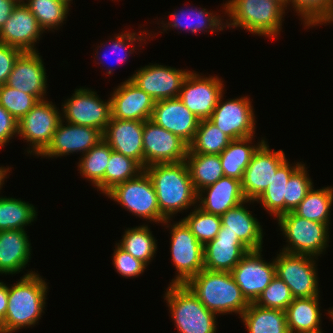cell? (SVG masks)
Returning <instances> with one entry per match:
<instances>
[{
	"instance_id": "6da1fadb",
	"label": "cell",
	"mask_w": 333,
	"mask_h": 333,
	"mask_svg": "<svg viewBox=\"0 0 333 333\" xmlns=\"http://www.w3.org/2000/svg\"><path fill=\"white\" fill-rule=\"evenodd\" d=\"M144 170L153 182L160 213L166 219L197 202L198 193L186 161L153 164Z\"/></svg>"
},
{
	"instance_id": "7a4b0ae2",
	"label": "cell",
	"mask_w": 333,
	"mask_h": 333,
	"mask_svg": "<svg viewBox=\"0 0 333 333\" xmlns=\"http://www.w3.org/2000/svg\"><path fill=\"white\" fill-rule=\"evenodd\" d=\"M215 314L235 312L240 317L249 306L230 272L201 270L185 284Z\"/></svg>"
},
{
	"instance_id": "3957f363",
	"label": "cell",
	"mask_w": 333,
	"mask_h": 333,
	"mask_svg": "<svg viewBox=\"0 0 333 333\" xmlns=\"http://www.w3.org/2000/svg\"><path fill=\"white\" fill-rule=\"evenodd\" d=\"M47 284L39 274L28 272L8 287V305L4 318L6 333L35 325L45 307Z\"/></svg>"
},
{
	"instance_id": "277c9868",
	"label": "cell",
	"mask_w": 333,
	"mask_h": 333,
	"mask_svg": "<svg viewBox=\"0 0 333 333\" xmlns=\"http://www.w3.org/2000/svg\"><path fill=\"white\" fill-rule=\"evenodd\" d=\"M223 7L230 17V22H225L227 27L239 26L270 38L281 31L285 9L273 0H230Z\"/></svg>"
},
{
	"instance_id": "5b68a950",
	"label": "cell",
	"mask_w": 333,
	"mask_h": 333,
	"mask_svg": "<svg viewBox=\"0 0 333 333\" xmlns=\"http://www.w3.org/2000/svg\"><path fill=\"white\" fill-rule=\"evenodd\" d=\"M164 298L179 333H216V314L185 284H170Z\"/></svg>"
},
{
	"instance_id": "8992f818",
	"label": "cell",
	"mask_w": 333,
	"mask_h": 333,
	"mask_svg": "<svg viewBox=\"0 0 333 333\" xmlns=\"http://www.w3.org/2000/svg\"><path fill=\"white\" fill-rule=\"evenodd\" d=\"M277 220L289 243L282 251L310 255L316 259L326 249L329 224L307 220L293 211L280 215Z\"/></svg>"
},
{
	"instance_id": "52a82bcc",
	"label": "cell",
	"mask_w": 333,
	"mask_h": 333,
	"mask_svg": "<svg viewBox=\"0 0 333 333\" xmlns=\"http://www.w3.org/2000/svg\"><path fill=\"white\" fill-rule=\"evenodd\" d=\"M106 195L132 214L169 227L170 219L160 213L153 182L145 170L137 177L115 186Z\"/></svg>"
},
{
	"instance_id": "ba28073f",
	"label": "cell",
	"mask_w": 333,
	"mask_h": 333,
	"mask_svg": "<svg viewBox=\"0 0 333 333\" xmlns=\"http://www.w3.org/2000/svg\"><path fill=\"white\" fill-rule=\"evenodd\" d=\"M171 229L170 252L178 273L170 284H186L204 269V246L183 220L173 223Z\"/></svg>"
},
{
	"instance_id": "9c48e42d",
	"label": "cell",
	"mask_w": 333,
	"mask_h": 333,
	"mask_svg": "<svg viewBox=\"0 0 333 333\" xmlns=\"http://www.w3.org/2000/svg\"><path fill=\"white\" fill-rule=\"evenodd\" d=\"M277 255L276 275L287 284L294 298L319 296L314 256L285 251Z\"/></svg>"
},
{
	"instance_id": "30bf717a",
	"label": "cell",
	"mask_w": 333,
	"mask_h": 333,
	"mask_svg": "<svg viewBox=\"0 0 333 333\" xmlns=\"http://www.w3.org/2000/svg\"><path fill=\"white\" fill-rule=\"evenodd\" d=\"M61 113L48 100L38 103L18 121V135L30 142L33 153L39 156L49 145L58 124L62 120Z\"/></svg>"
},
{
	"instance_id": "8fae6325",
	"label": "cell",
	"mask_w": 333,
	"mask_h": 333,
	"mask_svg": "<svg viewBox=\"0 0 333 333\" xmlns=\"http://www.w3.org/2000/svg\"><path fill=\"white\" fill-rule=\"evenodd\" d=\"M144 168L153 164L179 163L186 160L189 145L179 136L144 121L143 128Z\"/></svg>"
},
{
	"instance_id": "7c38bea8",
	"label": "cell",
	"mask_w": 333,
	"mask_h": 333,
	"mask_svg": "<svg viewBox=\"0 0 333 333\" xmlns=\"http://www.w3.org/2000/svg\"><path fill=\"white\" fill-rule=\"evenodd\" d=\"M75 90L73 96L62 105L65 120L104 132L111 118V99L104 102L89 88L80 87Z\"/></svg>"
},
{
	"instance_id": "4fadbf2b",
	"label": "cell",
	"mask_w": 333,
	"mask_h": 333,
	"mask_svg": "<svg viewBox=\"0 0 333 333\" xmlns=\"http://www.w3.org/2000/svg\"><path fill=\"white\" fill-rule=\"evenodd\" d=\"M220 95L209 120L232 140L254 136L255 116L248 97L223 102Z\"/></svg>"
},
{
	"instance_id": "5bb4252c",
	"label": "cell",
	"mask_w": 333,
	"mask_h": 333,
	"mask_svg": "<svg viewBox=\"0 0 333 333\" xmlns=\"http://www.w3.org/2000/svg\"><path fill=\"white\" fill-rule=\"evenodd\" d=\"M261 252L262 249L248 251L230 272L249 303H254L276 276L274 260L265 262Z\"/></svg>"
},
{
	"instance_id": "9a60e30c",
	"label": "cell",
	"mask_w": 333,
	"mask_h": 333,
	"mask_svg": "<svg viewBox=\"0 0 333 333\" xmlns=\"http://www.w3.org/2000/svg\"><path fill=\"white\" fill-rule=\"evenodd\" d=\"M191 72L185 78L178 98L200 120L209 119L223 93L224 84L213 76L204 77Z\"/></svg>"
},
{
	"instance_id": "2e32d148",
	"label": "cell",
	"mask_w": 333,
	"mask_h": 333,
	"mask_svg": "<svg viewBox=\"0 0 333 333\" xmlns=\"http://www.w3.org/2000/svg\"><path fill=\"white\" fill-rule=\"evenodd\" d=\"M286 159L283 150L271 151L264 141L244 171L241 183L245 198L255 201L272 182L277 168Z\"/></svg>"
},
{
	"instance_id": "e0dca14e",
	"label": "cell",
	"mask_w": 333,
	"mask_h": 333,
	"mask_svg": "<svg viewBox=\"0 0 333 333\" xmlns=\"http://www.w3.org/2000/svg\"><path fill=\"white\" fill-rule=\"evenodd\" d=\"M189 73L190 71L154 64L140 68L128 79L158 101L178 97Z\"/></svg>"
},
{
	"instance_id": "ac0fdd59",
	"label": "cell",
	"mask_w": 333,
	"mask_h": 333,
	"mask_svg": "<svg viewBox=\"0 0 333 333\" xmlns=\"http://www.w3.org/2000/svg\"><path fill=\"white\" fill-rule=\"evenodd\" d=\"M63 120L64 118L40 156L53 158V156H65L79 151L85 154L103 139V132L96 128L69 122L64 126Z\"/></svg>"
},
{
	"instance_id": "d6986e66",
	"label": "cell",
	"mask_w": 333,
	"mask_h": 333,
	"mask_svg": "<svg viewBox=\"0 0 333 333\" xmlns=\"http://www.w3.org/2000/svg\"><path fill=\"white\" fill-rule=\"evenodd\" d=\"M150 120L188 145L193 141L200 121L178 97L155 101Z\"/></svg>"
},
{
	"instance_id": "ffe728a7",
	"label": "cell",
	"mask_w": 333,
	"mask_h": 333,
	"mask_svg": "<svg viewBox=\"0 0 333 333\" xmlns=\"http://www.w3.org/2000/svg\"><path fill=\"white\" fill-rule=\"evenodd\" d=\"M112 94L109 97L111 118L135 121L151 119L155 100L130 79L125 80Z\"/></svg>"
},
{
	"instance_id": "44dd1931",
	"label": "cell",
	"mask_w": 333,
	"mask_h": 333,
	"mask_svg": "<svg viewBox=\"0 0 333 333\" xmlns=\"http://www.w3.org/2000/svg\"><path fill=\"white\" fill-rule=\"evenodd\" d=\"M46 71L38 51H24L15 61L6 85L45 100Z\"/></svg>"
},
{
	"instance_id": "7402d4cb",
	"label": "cell",
	"mask_w": 333,
	"mask_h": 333,
	"mask_svg": "<svg viewBox=\"0 0 333 333\" xmlns=\"http://www.w3.org/2000/svg\"><path fill=\"white\" fill-rule=\"evenodd\" d=\"M43 32L32 12L24 3H18L0 29V42L19 48L23 52L37 51L34 44Z\"/></svg>"
},
{
	"instance_id": "603a6c76",
	"label": "cell",
	"mask_w": 333,
	"mask_h": 333,
	"mask_svg": "<svg viewBox=\"0 0 333 333\" xmlns=\"http://www.w3.org/2000/svg\"><path fill=\"white\" fill-rule=\"evenodd\" d=\"M143 128L144 121L110 118L103 139L113 151L136 160L144 168Z\"/></svg>"
},
{
	"instance_id": "cb8c5ba5",
	"label": "cell",
	"mask_w": 333,
	"mask_h": 333,
	"mask_svg": "<svg viewBox=\"0 0 333 333\" xmlns=\"http://www.w3.org/2000/svg\"><path fill=\"white\" fill-rule=\"evenodd\" d=\"M204 269L231 272L250 251L231 232H218L216 238L204 245Z\"/></svg>"
},
{
	"instance_id": "d4e9b609",
	"label": "cell",
	"mask_w": 333,
	"mask_h": 333,
	"mask_svg": "<svg viewBox=\"0 0 333 333\" xmlns=\"http://www.w3.org/2000/svg\"><path fill=\"white\" fill-rule=\"evenodd\" d=\"M202 193L207 196L204 197ZM246 200L242 191L241 180L226 176L200 190L197 198V202L201 204L200 209L219 216Z\"/></svg>"
},
{
	"instance_id": "484cf974",
	"label": "cell",
	"mask_w": 333,
	"mask_h": 333,
	"mask_svg": "<svg viewBox=\"0 0 333 333\" xmlns=\"http://www.w3.org/2000/svg\"><path fill=\"white\" fill-rule=\"evenodd\" d=\"M251 201L255 202L253 200H246L221 215L222 226L219 232H231L237 235L238 239L249 250H260L263 247L262 227L251 212L247 210L248 208L244 207L245 203Z\"/></svg>"
},
{
	"instance_id": "4316f807",
	"label": "cell",
	"mask_w": 333,
	"mask_h": 333,
	"mask_svg": "<svg viewBox=\"0 0 333 333\" xmlns=\"http://www.w3.org/2000/svg\"><path fill=\"white\" fill-rule=\"evenodd\" d=\"M25 230L0 231V273L15 274L31 258V246Z\"/></svg>"
},
{
	"instance_id": "83f0119b",
	"label": "cell",
	"mask_w": 333,
	"mask_h": 333,
	"mask_svg": "<svg viewBox=\"0 0 333 333\" xmlns=\"http://www.w3.org/2000/svg\"><path fill=\"white\" fill-rule=\"evenodd\" d=\"M319 296L294 298L285 310L289 333H323Z\"/></svg>"
},
{
	"instance_id": "f1b7e54d",
	"label": "cell",
	"mask_w": 333,
	"mask_h": 333,
	"mask_svg": "<svg viewBox=\"0 0 333 333\" xmlns=\"http://www.w3.org/2000/svg\"><path fill=\"white\" fill-rule=\"evenodd\" d=\"M254 136L232 140L229 145L219 154L224 176L238 180L243 179L244 171L251 162V158L259 146L265 141L258 142V145H250Z\"/></svg>"
},
{
	"instance_id": "f546056e",
	"label": "cell",
	"mask_w": 333,
	"mask_h": 333,
	"mask_svg": "<svg viewBox=\"0 0 333 333\" xmlns=\"http://www.w3.org/2000/svg\"><path fill=\"white\" fill-rule=\"evenodd\" d=\"M241 318L249 333H289L283 310L249 303Z\"/></svg>"
},
{
	"instance_id": "4dcf8cb0",
	"label": "cell",
	"mask_w": 333,
	"mask_h": 333,
	"mask_svg": "<svg viewBox=\"0 0 333 333\" xmlns=\"http://www.w3.org/2000/svg\"><path fill=\"white\" fill-rule=\"evenodd\" d=\"M287 160H285L276 171L272 182L262 192V194L255 200L260 202L268 211L271 216L278 218L280 215L285 213V190L286 184L291 175L302 165L301 162L295 163L291 166Z\"/></svg>"
},
{
	"instance_id": "1f68e13d",
	"label": "cell",
	"mask_w": 333,
	"mask_h": 333,
	"mask_svg": "<svg viewBox=\"0 0 333 333\" xmlns=\"http://www.w3.org/2000/svg\"><path fill=\"white\" fill-rule=\"evenodd\" d=\"M185 161L197 193L224 176L219 155L187 153Z\"/></svg>"
},
{
	"instance_id": "d6a6232c",
	"label": "cell",
	"mask_w": 333,
	"mask_h": 333,
	"mask_svg": "<svg viewBox=\"0 0 333 333\" xmlns=\"http://www.w3.org/2000/svg\"><path fill=\"white\" fill-rule=\"evenodd\" d=\"M190 9H182L180 12L170 14V16L173 17L171 18L172 23L170 22L167 25H163L162 27L165 26L163 30H167L165 28L168 27L182 28L183 30L186 28V30L195 34L199 31L203 32V30L207 32L205 29H209V32L212 33L222 31L224 27L226 28L225 24L222 23V19L219 18V15H213V12H208L204 8L199 10L196 8Z\"/></svg>"
},
{
	"instance_id": "836d02e7",
	"label": "cell",
	"mask_w": 333,
	"mask_h": 333,
	"mask_svg": "<svg viewBox=\"0 0 333 333\" xmlns=\"http://www.w3.org/2000/svg\"><path fill=\"white\" fill-rule=\"evenodd\" d=\"M312 187L293 212L307 220L330 224L333 187L314 190Z\"/></svg>"
},
{
	"instance_id": "e575fe53",
	"label": "cell",
	"mask_w": 333,
	"mask_h": 333,
	"mask_svg": "<svg viewBox=\"0 0 333 333\" xmlns=\"http://www.w3.org/2000/svg\"><path fill=\"white\" fill-rule=\"evenodd\" d=\"M232 141L209 119L199 121L193 141L189 144L188 153L219 155Z\"/></svg>"
},
{
	"instance_id": "d590c367",
	"label": "cell",
	"mask_w": 333,
	"mask_h": 333,
	"mask_svg": "<svg viewBox=\"0 0 333 333\" xmlns=\"http://www.w3.org/2000/svg\"><path fill=\"white\" fill-rule=\"evenodd\" d=\"M113 150L109 144L102 139L92 147L78 163V170L82 177L89 179L94 186L104 193V174L108 160Z\"/></svg>"
},
{
	"instance_id": "8d00e7d4",
	"label": "cell",
	"mask_w": 333,
	"mask_h": 333,
	"mask_svg": "<svg viewBox=\"0 0 333 333\" xmlns=\"http://www.w3.org/2000/svg\"><path fill=\"white\" fill-rule=\"evenodd\" d=\"M37 212L32 204L0 197V231L25 230L24 227L36 219Z\"/></svg>"
},
{
	"instance_id": "74e56055",
	"label": "cell",
	"mask_w": 333,
	"mask_h": 333,
	"mask_svg": "<svg viewBox=\"0 0 333 333\" xmlns=\"http://www.w3.org/2000/svg\"><path fill=\"white\" fill-rule=\"evenodd\" d=\"M120 243H117L123 250L134 258L144 262L147 266L154 258L157 251V244L147 225L128 228L124 232ZM152 258V259H151Z\"/></svg>"
},
{
	"instance_id": "f35d334b",
	"label": "cell",
	"mask_w": 333,
	"mask_h": 333,
	"mask_svg": "<svg viewBox=\"0 0 333 333\" xmlns=\"http://www.w3.org/2000/svg\"><path fill=\"white\" fill-rule=\"evenodd\" d=\"M104 174V194L115 186L137 177L144 168L134 159L115 151L111 152Z\"/></svg>"
},
{
	"instance_id": "ab89813d",
	"label": "cell",
	"mask_w": 333,
	"mask_h": 333,
	"mask_svg": "<svg viewBox=\"0 0 333 333\" xmlns=\"http://www.w3.org/2000/svg\"><path fill=\"white\" fill-rule=\"evenodd\" d=\"M25 6L45 30L56 29L65 21L69 6L60 0H26Z\"/></svg>"
},
{
	"instance_id": "60d3db41",
	"label": "cell",
	"mask_w": 333,
	"mask_h": 333,
	"mask_svg": "<svg viewBox=\"0 0 333 333\" xmlns=\"http://www.w3.org/2000/svg\"><path fill=\"white\" fill-rule=\"evenodd\" d=\"M182 220L203 246L216 238L222 226L219 215L205 212L199 206Z\"/></svg>"
},
{
	"instance_id": "b9f144b4",
	"label": "cell",
	"mask_w": 333,
	"mask_h": 333,
	"mask_svg": "<svg viewBox=\"0 0 333 333\" xmlns=\"http://www.w3.org/2000/svg\"><path fill=\"white\" fill-rule=\"evenodd\" d=\"M293 8L301 15L304 26H318V24L333 21V0H288Z\"/></svg>"
},
{
	"instance_id": "7bdbcfd3",
	"label": "cell",
	"mask_w": 333,
	"mask_h": 333,
	"mask_svg": "<svg viewBox=\"0 0 333 333\" xmlns=\"http://www.w3.org/2000/svg\"><path fill=\"white\" fill-rule=\"evenodd\" d=\"M38 99L8 85L0 86V105L17 121L24 117L37 103Z\"/></svg>"
},
{
	"instance_id": "ee69618b",
	"label": "cell",
	"mask_w": 333,
	"mask_h": 333,
	"mask_svg": "<svg viewBox=\"0 0 333 333\" xmlns=\"http://www.w3.org/2000/svg\"><path fill=\"white\" fill-rule=\"evenodd\" d=\"M302 164L289 178L285 190V213L292 212L313 187L308 171ZM308 174V175H307Z\"/></svg>"
},
{
	"instance_id": "f6af8a7d",
	"label": "cell",
	"mask_w": 333,
	"mask_h": 333,
	"mask_svg": "<svg viewBox=\"0 0 333 333\" xmlns=\"http://www.w3.org/2000/svg\"><path fill=\"white\" fill-rule=\"evenodd\" d=\"M293 299L294 297L287 284L276 275L254 304L285 311Z\"/></svg>"
},
{
	"instance_id": "bcb514c9",
	"label": "cell",
	"mask_w": 333,
	"mask_h": 333,
	"mask_svg": "<svg viewBox=\"0 0 333 333\" xmlns=\"http://www.w3.org/2000/svg\"><path fill=\"white\" fill-rule=\"evenodd\" d=\"M113 263L114 267L119 274L123 277H137L144 272L146 264L141 260L134 258L128 252L123 250L118 244H116Z\"/></svg>"
},
{
	"instance_id": "7dc6e473",
	"label": "cell",
	"mask_w": 333,
	"mask_h": 333,
	"mask_svg": "<svg viewBox=\"0 0 333 333\" xmlns=\"http://www.w3.org/2000/svg\"><path fill=\"white\" fill-rule=\"evenodd\" d=\"M143 34L141 33L140 35L138 34L137 35V33H131V32H127L126 31V33H121V34H118V35H116V37H115V39H113L111 42H112V46H110L109 48L111 49L110 51H112V54H114V55H118V57H117V55H116V61H117V63H122L123 61H125L126 60V56H127V53H128V55L129 54H132L131 53V51L133 50V52H134V50L136 49L135 48V46H133V47H131L132 49L130 50V51H125L128 47H130L132 44H133V42L135 41L136 42V40H138V41H142V40H144L141 36H142ZM138 36V37H137ZM129 44H130V46H129ZM123 52H124V55H122L123 54ZM109 53V52H108ZM122 53V54H121ZM110 54V53H109ZM121 54V55H120ZM103 56H104V58H106V57H108L107 55V53H104V54H102ZM102 56V57H103Z\"/></svg>"
},
{
	"instance_id": "c3c4849f",
	"label": "cell",
	"mask_w": 333,
	"mask_h": 333,
	"mask_svg": "<svg viewBox=\"0 0 333 333\" xmlns=\"http://www.w3.org/2000/svg\"><path fill=\"white\" fill-rule=\"evenodd\" d=\"M23 51L0 42V86L5 85L15 61Z\"/></svg>"
},
{
	"instance_id": "681fc988",
	"label": "cell",
	"mask_w": 333,
	"mask_h": 333,
	"mask_svg": "<svg viewBox=\"0 0 333 333\" xmlns=\"http://www.w3.org/2000/svg\"><path fill=\"white\" fill-rule=\"evenodd\" d=\"M15 134H18V121L0 105V147L6 145Z\"/></svg>"
},
{
	"instance_id": "f907efd6",
	"label": "cell",
	"mask_w": 333,
	"mask_h": 333,
	"mask_svg": "<svg viewBox=\"0 0 333 333\" xmlns=\"http://www.w3.org/2000/svg\"><path fill=\"white\" fill-rule=\"evenodd\" d=\"M17 4L15 0H0V29L4 26Z\"/></svg>"
},
{
	"instance_id": "816d5d0a",
	"label": "cell",
	"mask_w": 333,
	"mask_h": 333,
	"mask_svg": "<svg viewBox=\"0 0 333 333\" xmlns=\"http://www.w3.org/2000/svg\"><path fill=\"white\" fill-rule=\"evenodd\" d=\"M8 305V286L0 282V315L5 318Z\"/></svg>"
},
{
	"instance_id": "f5cc1de1",
	"label": "cell",
	"mask_w": 333,
	"mask_h": 333,
	"mask_svg": "<svg viewBox=\"0 0 333 333\" xmlns=\"http://www.w3.org/2000/svg\"><path fill=\"white\" fill-rule=\"evenodd\" d=\"M9 167L8 168H4V167H0V189H1V186L3 185L2 183L4 182V179L7 178V173L10 172L9 171Z\"/></svg>"
},
{
	"instance_id": "db71d44e",
	"label": "cell",
	"mask_w": 333,
	"mask_h": 333,
	"mask_svg": "<svg viewBox=\"0 0 333 333\" xmlns=\"http://www.w3.org/2000/svg\"><path fill=\"white\" fill-rule=\"evenodd\" d=\"M0 333H6L4 318L0 315Z\"/></svg>"
},
{
	"instance_id": "11a10c76",
	"label": "cell",
	"mask_w": 333,
	"mask_h": 333,
	"mask_svg": "<svg viewBox=\"0 0 333 333\" xmlns=\"http://www.w3.org/2000/svg\"><path fill=\"white\" fill-rule=\"evenodd\" d=\"M277 3H279L284 9L287 8V5L289 4L288 0H273Z\"/></svg>"
},
{
	"instance_id": "9f6ffc18",
	"label": "cell",
	"mask_w": 333,
	"mask_h": 333,
	"mask_svg": "<svg viewBox=\"0 0 333 333\" xmlns=\"http://www.w3.org/2000/svg\"><path fill=\"white\" fill-rule=\"evenodd\" d=\"M330 317H331V320H333V308L331 310L328 311Z\"/></svg>"
},
{
	"instance_id": "6f0895ef",
	"label": "cell",
	"mask_w": 333,
	"mask_h": 333,
	"mask_svg": "<svg viewBox=\"0 0 333 333\" xmlns=\"http://www.w3.org/2000/svg\"><path fill=\"white\" fill-rule=\"evenodd\" d=\"M60 1L64 2L66 5L70 6L69 3H70V1H72V0H60Z\"/></svg>"
},
{
	"instance_id": "680465c9",
	"label": "cell",
	"mask_w": 333,
	"mask_h": 333,
	"mask_svg": "<svg viewBox=\"0 0 333 333\" xmlns=\"http://www.w3.org/2000/svg\"><path fill=\"white\" fill-rule=\"evenodd\" d=\"M17 3H24L25 0H15Z\"/></svg>"
}]
</instances>
